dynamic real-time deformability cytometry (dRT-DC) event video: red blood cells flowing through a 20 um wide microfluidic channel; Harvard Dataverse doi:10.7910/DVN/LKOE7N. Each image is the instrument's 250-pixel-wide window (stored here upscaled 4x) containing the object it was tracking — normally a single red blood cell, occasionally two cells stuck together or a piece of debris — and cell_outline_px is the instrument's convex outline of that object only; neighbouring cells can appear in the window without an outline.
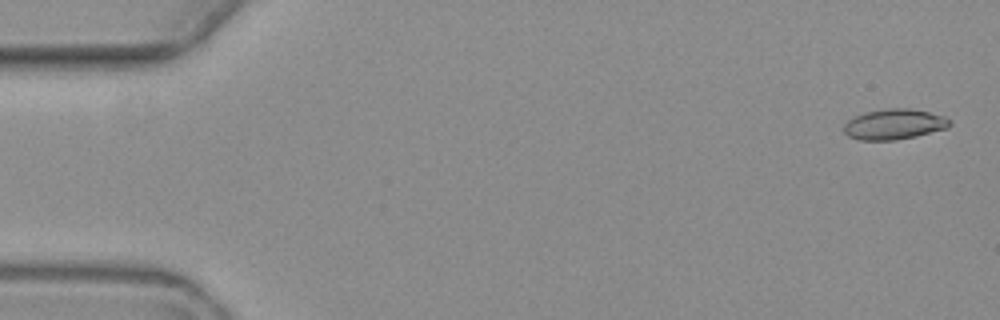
{"species": "common noctule bat (a hibernating species)", "species_latin": "Nyctalus noctula", "temperature_condition": "warm", "stored_images_in_passage": 5, "camera_frame_rate_fps": 3000, "um_per_image_px": 0.085, "animal": {"sex": "female", "body_mass_g": 19.3, "forearm_length_mm": 54.1}, "frame": {"image": 1, "passage_image": 1, "time_ms": 0.0, "image_size_px": [1000, 320], "cell_outline_px": [[952, 124], [948, 128], [916, 136], [896, 140], [860, 140], [848, 136], [844, 132], [844, 124], [848, 120], [864, 112], [888, 108], [908, 108], [928, 112], [944, 116]], "centroid_in_image_um": [76.0, 10.56], "position_along_channel_um": 9.0, "area_um2": 18.73}}